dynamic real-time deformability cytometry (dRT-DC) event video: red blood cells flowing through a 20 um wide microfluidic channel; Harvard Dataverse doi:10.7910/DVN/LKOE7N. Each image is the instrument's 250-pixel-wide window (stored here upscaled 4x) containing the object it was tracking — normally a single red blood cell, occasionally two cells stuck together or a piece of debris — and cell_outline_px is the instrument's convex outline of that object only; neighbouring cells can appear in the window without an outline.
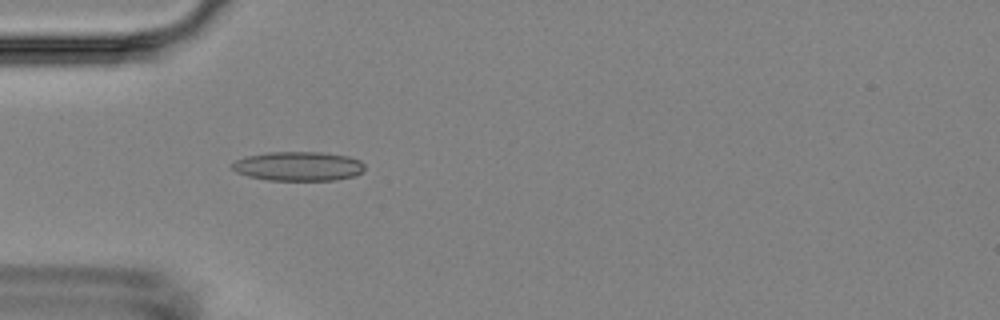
{"species": "Egyptian fruit bat (a non-hibernating species)", "species_latin": "Rousettus aegyptiacus", "temperature_condition": "room temperature", "stored_images_in_passage": 6, "camera_frame_rate_fps": 3000, "um_per_image_px": 0.085, "animal": {"sex": "female"}, "frame": {"image": 1, "passage_image": 5, "time_ms": 4.667, "image_size_px": [1000, 320], "cell_outline_px": [[364, 168], [360, 172], [352, 176], [336, 180], [268, 180], [248, 176], [236, 172], [232, 168], [232, 164], [236, 160], [244, 156], [268, 152], [320, 152], [348, 156], [360, 160], [364, 164]], "centroid_in_image_um": [25.33, 14.12], "position_along_channel_um": 59.7, "area_um2": 22.54}}